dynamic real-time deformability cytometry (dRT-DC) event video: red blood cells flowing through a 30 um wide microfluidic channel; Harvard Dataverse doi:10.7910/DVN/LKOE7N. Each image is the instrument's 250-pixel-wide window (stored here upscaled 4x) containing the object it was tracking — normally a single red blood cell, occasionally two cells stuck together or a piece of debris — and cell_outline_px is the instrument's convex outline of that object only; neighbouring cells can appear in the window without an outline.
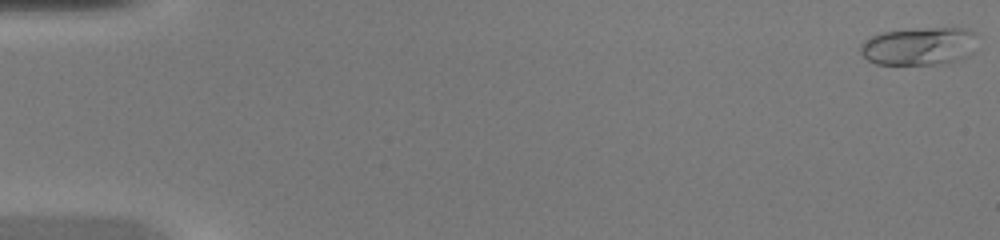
{"species": "common noctule bat (a hibernating species)", "species_latin": "Nyctalus noctula", "temperature_condition": "warm", "stored_images_in_passage": 46, "camera_frame_rate_fps": 3000, "um_per_image_px": 0.085, "animal": {"sex": "female", "body_mass_g": 20.0, "forearm_length_mm": 54.0}, "frame": {"image": 1, "passage_image": 1, "time_ms": 0.0, "image_size_px": [1000, 240], "cell_outline_px": [[980, 36], [972, 52], [968, 56], [960, 60], [944, 64], [876, 64], [868, 60], [860, 52], [860, 44], [864, 40], [880, 32], [920, 28], [968, 28], [976, 32]], "centroid_in_image_um": [78.19, 3.92], "position_along_channel_um": 6.8, "area_um2": 26.41}}
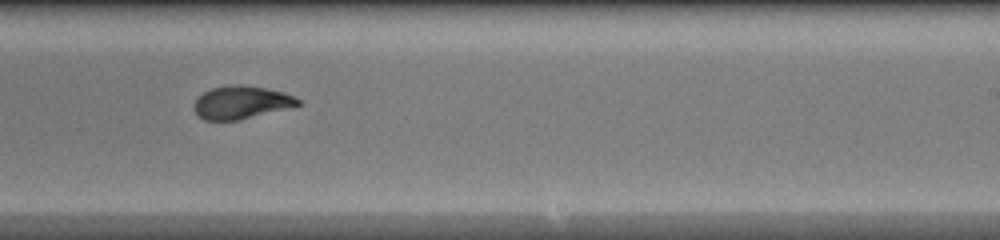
{"frame": {"image": 2, "passage_image": 29, "time_ms": 9.333, "image_size_px": [1000, 240], "cell_outline_px": [[304, 104], [240, 120], [204, 120], [192, 108], [192, 104], [204, 92], [212, 88], [236, 84], [244, 84], [268, 88], [284, 92], [300, 100]], "centroid_in_image_um": [20.53, 8.7], "position_along_channel_um": 268.5, "area_um2": 20.06}}
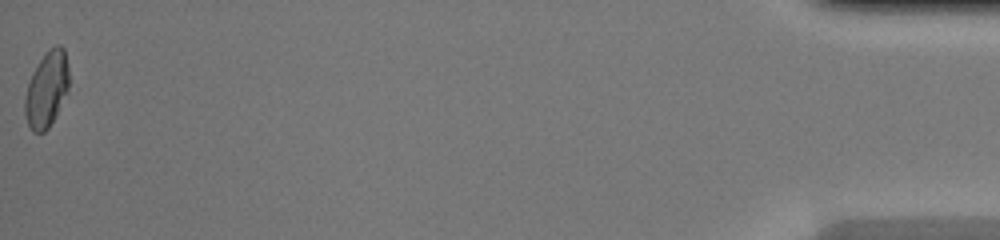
{"frame": {"image": 3, "passage_image": 46, "time_ms": 15.0, "image_size_px": [1000, 240], "cell_outline_px": [[68, 92], [56, 116], [48, 128], [44, 132], [32, 132], [28, 124], [24, 112], [24, 100], [28, 84], [32, 72], [40, 60], [56, 44], [60, 44], [64, 48], [68, 64]], "centroid_in_image_um": [3.97, 7.62], "position_along_channel_um": 431.2, "area_um2": 19.42}}